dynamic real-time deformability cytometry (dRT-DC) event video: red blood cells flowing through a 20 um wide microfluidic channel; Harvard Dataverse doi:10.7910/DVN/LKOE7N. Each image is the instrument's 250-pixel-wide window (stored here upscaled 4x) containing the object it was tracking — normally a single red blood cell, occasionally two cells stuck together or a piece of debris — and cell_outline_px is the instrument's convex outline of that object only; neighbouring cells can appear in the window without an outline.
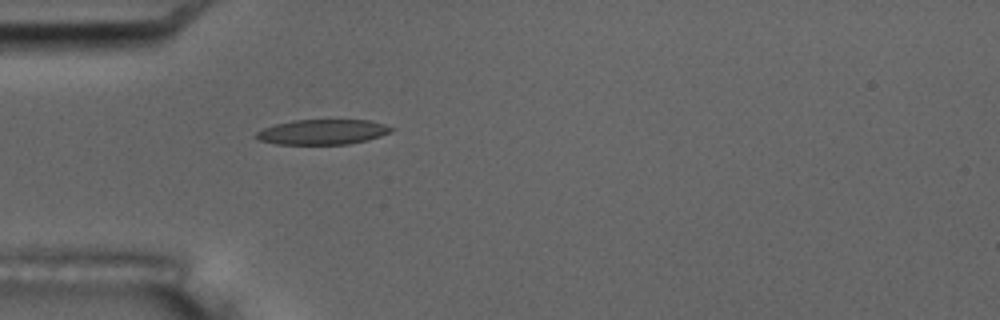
{"species": "common noctule bat (a hibernating species)", "species_latin": "Nyctalus noctula", "temperature_condition": "room temperature", "stored_images_in_passage": 4, "camera_frame_rate_fps": 3000, "um_per_image_px": 0.085, "animal": {"sex": "male", "body_mass_g": 17.5, "forearm_length_mm": 52.3}, "frame": {"image": 1, "passage_image": 4, "time_ms": 4.333, "image_size_px": [1000, 320], "cell_outline_px": [[396, 128], [392, 132], [368, 140], [348, 144], [276, 144], [260, 140], [252, 136], [256, 132], [264, 128], [276, 124], [292, 120], [368, 120], [384, 124]], "centroid_in_image_um": [27.43, 11.22], "position_along_channel_um": 57.6, "area_um2": 19.83}}